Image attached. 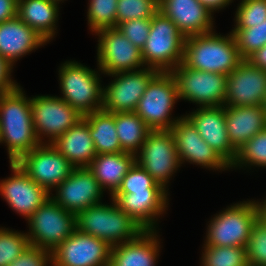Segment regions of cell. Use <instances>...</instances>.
I'll return each instance as SVG.
<instances>
[{"mask_svg":"<svg viewBox=\"0 0 266 266\" xmlns=\"http://www.w3.org/2000/svg\"><path fill=\"white\" fill-rule=\"evenodd\" d=\"M3 142L10 163L40 144L33 126L30 99L24 96L20 86L0 95V143Z\"/></svg>","mask_w":266,"mask_h":266,"instance_id":"cell-1","label":"cell"},{"mask_svg":"<svg viewBox=\"0 0 266 266\" xmlns=\"http://www.w3.org/2000/svg\"><path fill=\"white\" fill-rule=\"evenodd\" d=\"M185 38L182 64L190 69L229 75L242 61L232 32L229 36L212 33Z\"/></svg>","mask_w":266,"mask_h":266,"instance_id":"cell-2","label":"cell"},{"mask_svg":"<svg viewBox=\"0 0 266 266\" xmlns=\"http://www.w3.org/2000/svg\"><path fill=\"white\" fill-rule=\"evenodd\" d=\"M112 201L113 205H104L101 202L76 215L78 231L97 237L111 247L132 241L145 231L114 200Z\"/></svg>","mask_w":266,"mask_h":266,"instance_id":"cell-3","label":"cell"},{"mask_svg":"<svg viewBox=\"0 0 266 266\" xmlns=\"http://www.w3.org/2000/svg\"><path fill=\"white\" fill-rule=\"evenodd\" d=\"M185 37L177 25L160 11L151 18L150 32L141 50L147 67L171 72L182 63Z\"/></svg>","mask_w":266,"mask_h":266,"instance_id":"cell-4","label":"cell"},{"mask_svg":"<svg viewBox=\"0 0 266 266\" xmlns=\"http://www.w3.org/2000/svg\"><path fill=\"white\" fill-rule=\"evenodd\" d=\"M61 97L85 116L102 110L103 88L96 71L77 62H65L59 70Z\"/></svg>","mask_w":266,"mask_h":266,"instance_id":"cell-5","label":"cell"},{"mask_svg":"<svg viewBox=\"0 0 266 266\" xmlns=\"http://www.w3.org/2000/svg\"><path fill=\"white\" fill-rule=\"evenodd\" d=\"M259 217V202L245 201L228 207L210 221L205 245L246 247Z\"/></svg>","mask_w":266,"mask_h":266,"instance_id":"cell-6","label":"cell"},{"mask_svg":"<svg viewBox=\"0 0 266 266\" xmlns=\"http://www.w3.org/2000/svg\"><path fill=\"white\" fill-rule=\"evenodd\" d=\"M31 246L53 251L76 230V215L49 197L28 219Z\"/></svg>","mask_w":266,"mask_h":266,"instance_id":"cell-7","label":"cell"},{"mask_svg":"<svg viewBox=\"0 0 266 266\" xmlns=\"http://www.w3.org/2000/svg\"><path fill=\"white\" fill-rule=\"evenodd\" d=\"M178 99L177 84L171 72H158L148 83L135 113L151 130H170L182 118L171 120L169 116Z\"/></svg>","mask_w":266,"mask_h":266,"instance_id":"cell-8","label":"cell"},{"mask_svg":"<svg viewBox=\"0 0 266 266\" xmlns=\"http://www.w3.org/2000/svg\"><path fill=\"white\" fill-rule=\"evenodd\" d=\"M171 74L179 99L196 102L200 107L224 106L227 75L190 69L182 63Z\"/></svg>","mask_w":266,"mask_h":266,"instance_id":"cell-9","label":"cell"},{"mask_svg":"<svg viewBox=\"0 0 266 266\" xmlns=\"http://www.w3.org/2000/svg\"><path fill=\"white\" fill-rule=\"evenodd\" d=\"M139 153L135 162L166 190L169 178L180 166L172 132L151 130Z\"/></svg>","mask_w":266,"mask_h":266,"instance_id":"cell-10","label":"cell"},{"mask_svg":"<svg viewBox=\"0 0 266 266\" xmlns=\"http://www.w3.org/2000/svg\"><path fill=\"white\" fill-rule=\"evenodd\" d=\"M21 169L49 193L61 184L75 168L52 144H39L17 162Z\"/></svg>","mask_w":266,"mask_h":266,"instance_id":"cell-11","label":"cell"},{"mask_svg":"<svg viewBox=\"0 0 266 266\" xmlns=\"http://www.w3.org/2000/svg\"><path fill=\"white\" fill-rule=\"evenodd\" d=\"M30 105L34 130L40 144L42 134L49 137L51 144L83 117L60 97H32Z\"/></svg>","mask_w":266,"mask_h":266,"instance_id":"cell-12","label":"cell"},{"mask_svg":"<svg viewBox=\"0 0 266 266\" xmlns=\"http://www.w3.org/2000/svg\"><path fill=\"white\" fill-rule=\"evenodd\" d=\"M99 38L97 56L102 73L116 74L129 72L143 67L141 49L134 46L117 27L104 28L96 31Z\"/></svg>","mask_w":266,"mask_h":266,"instance_id":"cell-13","label":"cell"},{"mask_svg":"<svg viewBox=\"0 0 266 266\" xmlns=\"http://www.w3.org/2000/svg\"><path fill=\"white\" fill-rule=\"evenodd\" d=\"M111 246L77 229L52 251L53 266H109Z\"/></svg>","mask_w":266,"mask_h":266,"instance_id":"cell-14","label":"cell"},{"mask_svg":"<svg viewBox=\"0 0 266 266\" xmlns=\"http://www.w3.org/2000/svg\"><path fill=\"white\" fill-rule=\"evenodd\" d=\"M158 73L153 68L110 74L115 77L103 88L102 110L109 113L135 112L150 80Z\"/></svg>","mask_w":266,"mask_h":266,"instance_id":"cell-15","label":"cell"},{"mask_svg":"<svg viewBox=\"0 0 266 266\" xmlns=\"http://www.w3.org/2000/svg\"><path fill=\"white\" fill-rule=\"evenodd\" d=\"M266 97V71L243 60L229 75L224 106L263 105Z\"/></svg>","mask_w":266,"mask_h":266,"instance_id":"cell-16","label":"cell"},{"mask_svg":"<svg viewBox=\"0 0 266 266\" xmlns=\"http://www.w3.org/2000/svg\"><path fill=\"white\" fill-rule=\"evenodd\" d=\"M56 189L57 196L51 198L75 215L88 207L100 204L103 193L102 187L88 167L74 168Z\"/></svg>","mask_w":266,"mask_h":266,"instance_id":"cell-17","label":"cell"},{"mask_svg":"<svg viewBox=\"0 0 266 266\" xmlns=\"http://www.w3.org/2000/svg\"><path fill=\"white\" fill-rule=\"evenodd\" d=\"M170 131L174 137L180 165L186 160L217 170L230 168V165L201 138L186 117L180 118Z\"/></svg>","mask_w":266,"mask_h":266,"instance_id":"cell-18","label":"cell"},{"mask_svg":"<svg viewBox=\"0 0 266 266\" xmlns=\"http://www.w3.org/2000/svg\"><path fill=\"white\" fill-rule=\"evenodd\" d=\"M13 176L0 182V193L9 206L27 219L50 197L16 163H10Z\"/></svg>","mask_w":266,"mask_h":266,"instance_id":"cell-19","label":"cell"},{"mask_svg":"<svg viewBox=\"0 0 266 266\" xmlns=\"http://www.w3.org/2000/svg\"><path fill=\"white\" fill-rule=\"evenodd\" d=\"M185 117L201 138L231 166L235 161L237 150L231 145L228 137L225 106L200 107Z\"/></svg>","mask_w":266,"mask_h":266,"instance_id":"cell-20","label":"cell"},{"mask_svg":"<svg viewBox=\"0 0 266 266\" xmlns=\"http://www.w3.org/2000/svg\"><path fill=\"white\" fill-rule=\"evenodd\" d=\"M166 192L164 188H147V191L134 193H114L111 197L144 230H155L156 216L168 205Z\"/></svg>","mask_w":266,"mask_h":266,"instance_id":"cell-21","label":"cell"},{"mask_svg":"<svg viewBox=\"0 0 266 266\" xmlns=\"http://www.w3.org/2000/svg\"><path fill=\"white\" fill-rule=\"evenodd\" d=\"M158 5L185 38L213 30L212 14L198 0H158Z\"/></svg>","mask_w":266,"mask_h":266,"instance_id":"cell-22","label":"cell"},{"mask_svg":"<svg viewBox=\"0 0 266 266\" xmlns=\"http://www.w3.org/2000/svg\"><path fill=\"white\" fill-rule=\"evenodd\" d=\"M225 119L229 140L236 150L266 129V111L263 105L225 106Z\"/></svg>","mask_w":266,"mask_h":266,"instance_id":"cell-23","label":"cell"},{"mask_svg":"<svg viewBox=\"0 0 266 266\" xmlns=\"http://www.w3.org/2000/svg\"><path fill=\"white\" fill-rule=\"evenodd\" d=\"M47 41L17 16L0 23V55L10 64Z\"/></svg>","mask_w":266,"mask_h":266,"instance_id":"cell-24","label":"cell"},{"mask_svg":"<svg viewBox=\"0 0 266 266\" xmlns=\"http://www.w3.org/2000/svg\"><path fill=\"white\" fill-rule=\"evenodd\" d=\"M51 144L75 168L88 167L97 155L88 122L84 117Z\"/></svg>","mask_w":266,"mask_h":266,"instance_id":"cell-25","label":"cell"},{"mask_svg":"<svg viewBox=\"0 0 266 266\" xmlns=\"http://www.w3.org/2000/svg\"><path fill=\"white\" fill-rule=\"evenodd\" d=\"M156 231L145 230L138 238L111 248L109 266H155L159 252Z\"/></svg>","mask_w":266,"mask_h":266,"instance_id":"cell-26","label":"cell"},{"mask_svg":"<svg viewBox=\"0 0 266 266\" xmlns=\"http://www.w3.org/2000/svg\"><path fill=\"white\" fill-rule=\"evenodd\" d=\"M135 158L136 155L126 152L97 154L88 169L93 173L102 189L108 188L112 196L135 163Z\"/></svg>","mask_w":266,"mask_h":266,"instance_id":"cell-27","label":"cell"},{"mask_svg":"<svg viewBox=\"0 0 266 266\" xmlns=\"http://www.w3.org/2000/svg\"><path fill=\"white\" fill-rule=\"evenodd\" d=\"M58 4L51 0H17V17L47 42L55 34Z\"/></svg>","mask_w":266,"mask_h":266,"instance_id":"cell-28","label":"cell"},{"mask_svg":"<svg viewBox=\"0 0 266 266\" xmlns=\"http://www.w3.org/2000/svg\"><path fill=\"white\" fill-rule=\"evenodd\" d=\"M83 117L88 122L96 154L123 152L116 132L115 113L99 110Z\"/></svg>","mask_w":266,"mask_h":266,"instance_id":"cell-29","label":"cell"},{"mask_svg":"<svg viewBox=\"0 0 266 266\" xmlns=\"http://www.w3.org/2000/svg\"><path fill=\"white\" fill-rule=\"evenodd\" d=\"M115 126L123 152L137 155L151 129L135 112H116Z\"/></svg>","mask_w":266,"mask_h":266,"instance_id":"cell-30","label":"cell"},{"mask_svg":"<svg viewBox=\"0 0 266 266\" xmlns=\"http://www.w3.org/2000/svg\"><path fill=\"white\" fill-rule=\"evenodd\" d=\"M202 266H248L246 247L204 245Z\"/></svg>","mask_w":266,"mask_h":266,"instance_id":"cell-31","label":"cell"},{"mask_svg":"<svg viewBox=\"0 0 266 266\" xmlns=\"http://www.w3.org/2000/svg\"><path fill=\"white\" fill-rule=\"evenodd\" d=\"M238 52L243 60H247L257 50L266 45V20L253 27L234 29Z\"/></svg>","mask_w":266,"mask_h":266,"instance_id":"cell-32","label":"cell"},{"mask_svg":"<svg viewBox=\"0 0 266 266\" xmlns=\"http://www.w3.org/2000/svg\"><path fill=\"white\" fill-rule=\"evenodd\" d=\"M118 0H90L88 23L92 32L117 26Z\"/></svg>","mask_w":266,"mask_h":266,"instance_id":"cell-33","label":"cell"},{"mask_svg":"<svg viewBox=\"0 0 266 266\" xmlns=\"http://www.w3.org/2000/svg\"><path fill=\"white\" fill-rule=\"evenodd\" d=\"M266 167V129L256 134L237 150L235 161L230 167L242 165Z\"/></svg>","mask_w":266,"mask_h":266,"instance_id":"cell-34","label":"cell"},{"mask_svg":"<svg viewBox=\"0 0 266 266\" xmlns=\"http://www.w3.org/2000/svg\"><path fill=\"white\" fill-rule=\"evenodd\" d=\"M246 256L248 266H266V221L261 216L252 226Z\"/></svg>","mask_w":266,"mask_h":266,"instance_id":"cell-35","label":"cell"},{"mask_svg":"<svg viewBox=\"0 0 266 266\" xmlns=\"http://www.w3.org/2000/svg\"><path fill=\"white\" fill-rule=\"evenodd\" d=\"M158 0H118L117 25L129 20L152 18L158 11Z\"/></svg>","mask_w":266,"mask_h":266,"instance_id":"cell-36","label":"cell"},{"mask_svg":"<svg viewBox=\"0 0 266 266\" xmlns=\"http://www.w3.org/2000/svg\"><path fill=\"white\" fill-rule=\"evenodd\" d=\"M26 234L0 229V266H8L29 246Z\"/></svg>","mask_w":266,"mask_h":266,"instance_id":"cell-37","label":"cell"},{"mask_svg":"<svg viewBox=\"0 0 266 266\" xmlns=\"http://www.w3.org/2000/svg\"><path fill=\"white\" fill-rule=\"evenodd\" d=\"M234 29L253 27L266 20V0H242L236 11Z\"/></svg>","mask_w":266,"mask_h":266,"instance_id":"cell-38","label":"cell"},{"mask_svg":"<svg viewBox=\"0 0 266 266\" xmlns=\"http://www.w3.org/2000/svg\"><path fill=\"white\" fill-rule=\"evenodd\" d=\"M147 188H163L151 175L136 162L129 169L115 193H134L147 191Z\"/></svg>","mask_w":266,"mask_h":266,"instance_id":"cell-39","label":"cell"},{"mask_svg":"<svg viewBox=\"0 0 266 266\" xmlns=\"http://www.w3.org/2000/svg\"><path fill=\"white\" fill-rule=\"evenodd\" d=\"M151 18L122 22L116 27L130 42L142 50L150 32Z\"/></svg>","mask_w":266,"mask_h":266,"instance_id":"cell-40","label":"cell"},{"mask_svg":"<svg viewBox=\"0 0 266 266\" xmlns=\"http://www.w3.org/2000/svg\"><path fill=\"white\" fill-rule=\"evenodd\" d=\"M52 262V251L29 245L8 266H47Z\"/></svg>","mask_w":266,"mask_h":266,"instance_id":"cell-41","label":"cell"},{"mask_svg":"<svg viewBox=\"0 0 266 266\" xmlns=\"http://www.w3.org/2000/svg\"><path fill=\"white\" fill-rule=\"evenodd\" d=\"M12 64L0 55V95L14 90L18 85L10 78Z\"/></svg>","mask_w":266,"mask_h":266,"instance_id":"cell-42","label":"cell"},{"mask_svg":"<svg viewBox=\"0 0 266 266\" xmlns=\"http://www.w3.org/2000/svg\"><path fill=\"white\" fill-rule=\"evenodd\" d=\"M17 16V0H0V23Z\"/></svg>","mask_w":266,"mask_h":266,"instance_id":"cell-43","label":"cell"},{"mask_svg":"<svg viewBox=\"0 0 266 266\" xmlns=\"http://www.w3.org/2000/svg\"><path fill=\"white\" fill-rule=\"evenodd\" d=\"M254 67L266 71V45L257 50L247 59Z\"/></svg>","mask_w":266,"mask_h":266,"instance_id":"cell-44","label":"cell"},{"mask_svg":"<svg viewBox=\"0 0 266 266\" xmlns=\"http://www.w3.org/2000/svg\"><path fill=\"white\" fill-rule=\"evenodd\" d=\"M209 12H214V10L222 9L223 7L229 5L232 0H198Z\"/></svg>","mask_w":266,"mask_h":266,"instance_id":"cell-45","label":"cell"},{"mask_svg":"<svg viewBox=\"0 0 266 266\" xmlns=\"http://www.w3.org/2000/svg\"><path fill=\"white\" fill-rule=\"evenodd\" d=\"M260 207V216L266 221V200L261 204L259 203Z\"/></svg>","mask_w":266,"mask_h":266,"instance_id":"cell-46","label":"cell"},{"mask_svg":"<svg viewBox=\"0 0 266 266\" xmlns=\"http://www.w3.org/2000/svg\"><path fill=\"white\" fill-rule=\"evenodd\" d=\"M263 107H264V110L266 111V97H265V101H264Z\"/></svg>","mask_w":266,"mask_h":266,"instance_id":"cell-47","label":"cell"},{"mask_svg":"<svg viewBox=\"0 0 266 266\" xmlns=\"http://www.w3.org/2000/svg\"><path fill=\"white\" fill-rule=\"evenodd\" d=\"M51 1L59 4V2L62 1V0H51Z\"/></svg>","mask_w":266,"mask_h":266,"instance_id":"cell-48","label":"cell"}]
</instances>
